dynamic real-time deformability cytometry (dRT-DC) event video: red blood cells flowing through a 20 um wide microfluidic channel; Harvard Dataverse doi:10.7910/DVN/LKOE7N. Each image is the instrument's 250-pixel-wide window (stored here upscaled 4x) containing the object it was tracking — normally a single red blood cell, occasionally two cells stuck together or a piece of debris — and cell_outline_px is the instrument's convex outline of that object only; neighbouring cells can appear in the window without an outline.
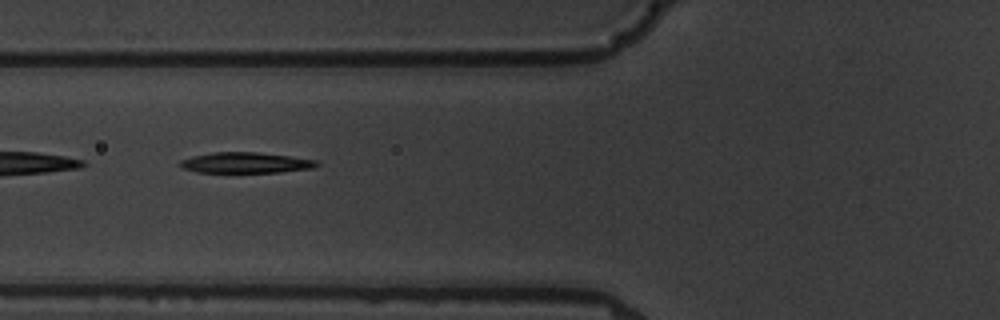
{"species": "common noctule bat (a hibernating species)", "species_latin": "Nyctalus noctula", "temperature_condition": "warm", "stored_images_in_passage": 7, "camera_frame_rate_fps": 3000, "um_per_image_px": 0.085, "animal": {"sex": "male", "body_mass_g": 19.5, "forearm_length_mm": 54.6}, "frame": {"image": 1, "passage_image": 6, "time_ms": 6.667, "image_size_px": [1000, 320], "cell_outline_px": [[320, 164], [312, 168], [280, 172], [196, 172], [184, 168], [176, 164], [180, 160], [192, 156], [212, 152], [256, 152], [320, 160]], "centroid_in_image_um": [20.87, 13.83], "position_along_channel_um": 104.9, "area_um2": 16.53}}